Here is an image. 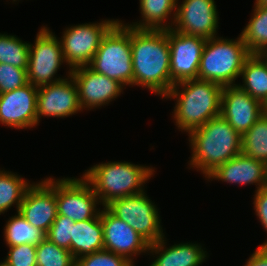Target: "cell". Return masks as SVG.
I'll return each instance as SVG.
<instances>
[{
    "instance_id": "obj_1",
    "label": "cell",
    "mask_w": 267,
    "mask_h": 266,
    "mask_svg": "<svg viewBox=\"0 0 267 266\" xmlns=\"http://www.w3.org/2000/svg\"><path fill=\"white\" fill-rule=\"evenodd\" d=\"M133 85L165 97L171 90L168 29H134L130 27Z\"/></svg>"
},
{
    "instance_id": "obj_2",
    "label": "cell",
    "mask_w": 267,
    "mask_h": 266,
    "mask_svg": "<svg viewBox=\"0 0 267 266\" xmlns=\"http://www.w3.org/2000/svg\"><path fill=\"white\" fill-rule=\"evenodd\" d=\"M188 134L192 150L189 165L200 170L205 177L241 153L242 135L221 115Z\"/></svg>"
},
{
    "instance_id": "obj_3",
    "label": "cell",
    "mask_w": 267,
    "mask_h": 266,
    "mask_svg": "<svg viewBox=\"0 0 267 266\" xmlns=\"http://www.w3.org/2000/svg\"><path fill=\"white\" fill-rule=\"evenodd\" d=\"M222 91L221 85L197 78L174 84L164 98L176 99L173 119L189 133L221 114Z\"/></svg>"
},
{
    "instance_id": "obj_4",
    "label": "cell",
    "mask_w": 267,
    "mask_h": 266,
    "mask_svg": "<svg viewBox=\"0 0 267 266\" xmlns=\"http://www.w3.org/2000/svg\"><path fill=\"white\" fill-rule=\"evenodd\" d=\"M154 172L152 167L114 161L96 164L82 177L92 186L100 204L105 207L112 200L144 192V184Z\"/></svg>"
},
{
    "instance_id": "obj_5",
    "label": "cell",
    "mask_w": 267,
    "mask_h": 266,
    "mask_svg": "<svg viewBox=\"0 0 267 266\" xmlns=\"http://www.w3.org/2000/svg\"><path fill=\"white\" fill-rule=\"evenodd\" d=\"M250 55L241 35L237 40L217 36L206 39L198 79L212 81L222 87L237 85L235 80L241 76L244 62Z\"/></svg>"
},
{
    "instance_id": "obj_6",
    "label": "cell",
    "mask_w": 267,
    "mask_h": 266,
    "mask_svg": "<svg viewBox=\"0 0 267 266\" xmlns=\"http://www.w3.org/2000/svg\"><path fill=\"white\" fill-rule=\"evenodd\" d=\"M118 21L103 37L88 67L123 86H133L130 27Z\"/></svg>"
},
{
    "instance_id": "obj_7",
    "label": "cell",
    "mask_w": 267,
    "mask_h": 266,
    "mask_svg": "<svg viewBox=\"0 0 267 266\" xmlns=\"http://www.w3.org/2000/svg\"><path fill=\"white\" fill-rule=\"evenodd\" d=\"M105 207L132 227L149 244L165 237L157 206L145 192L112 200Z\"/></svg>"
},
{
    "instance_id": "obj_8",
    "label": "cell",
    "mask_w": 267,
    "mask_h": 266,
    "mask_svg": "<svg viewBox=\"0 0 267 266\" xmlns=\"http://www.w3.org/2000/svg\"><path fill=\"white\" fill-rule=\"evenodd\" d=\"M34 43H29L28 82L39 87L63 80L61 77L53 78L65 62L61 41L49 28L43 26Z\"/></svg>"
},
{
    "instance_id": "obj_9",
    "label": "cell",
    "mask_w": 267,
    "mask_h": 266,
    "mask_svg": "<svg viewBox=\"0 0 267 266\" xmlns=\"http://www.w3.org/2000/svg\"><path fill=\"white\" fill-rule=\"evenodd\" d=\"M118 21L105 19L100 23H84L67 28L60 40L66 65H69L71 70L88 66L101 40Z\"/></svg>"
},
{
    "instance_id": "obj_10",
    "label": "cell",
    "mask_w": 267,
    "mask_h": 266,
    "mask_svg": "<svg viewBox=\"0 0 267 266\" xmlns=\"http://www.w3.org/2000/svg\"><path fill=\"white\" fill-rule=\"evenodd\" d=\"M56 201L58 215H64L74 222L96 218L100 214L96 207L98 196L92 186L83 178L56 179Z\"/></svg>"
},
{
    "instance_id": "obj_11",
    "label": "cell",
    "mask_w": 267,
    "mask_h": 266,
    "mask_svg": "<svg viewBox=\"0 0 267 266\" xmlns=\"http://www.w3.org/2000/svg\"><path fill=\"white\" fill-rule=\"evenodd\" d=\"M171 88L174 84L198 78V70L206 39L168 29Z\"/></svg>"
},
{
    "instance_id": "obj_12",
    "label": "cell",
    "mask_w": 267,
    "mask_h": 266,
    "mask_svg": "<svg viewBox=\"0 0 267 266\" xmlns=\"http://www.w3.org/2000/svg\"><path fill=\"white\" fill-rule=\"evenodd\" d=\"M178 4L173 30L205 39L217 35L219 17L214 0H183Z\"/></svg>"
},
{
    "instance_id": "obj_13",
    "label": "cell",
    "mask_w": 267,
    "mask_h": 266,
    "mask_svg": "<svg viewBox=\"0 0 267 266\" xmlns=\"http://www.w3.org/2000/svg\"><path fill=\"white\" fill-rule=\"evenodd\" d=\"M34 227L48 232L57 217L56 181L46 178L26 191L18 211Z\"/></svg>"
},
{
    "instance_id": "obj_14",
    "label": "cell",
    "mask_w": 267,
    "mask_h": 266,
    "mask_svg": "<svg viewBox=\"0 0 267 266\" xmlns=\"http://www.w3.org/2000/svg\"><path fill=\"white\" fill-rule=\"evenodd\" d=\"M70 75L76 84L82 110L104 106L124 90L120 82L95 72L88 66L74 68Z\"/></svg>"
},
{
    "instance_id": "obj_15",
    "label": "cell",
    "mask_w": 267,
    "mask_h": 266,
    "mask_svg": "<svg viewBox=\"0 0 267 266\" xmlns=\"http://www.w3.org/2000/svg\"><path fill=\"white\" fill-rule=\"evenodd\" d=\"M70 74L71 69L68 78L38 87L37 125L41 116L64 118L82 111L77 87Z\"/></svg>"
},
{
    "instance_id": "obj_16",
    "label": "cell",
    "mask_w": 267,
    "mask_h": 266,
    "mask_svg": "<svg viewBox=\"0 0 267 266\" xmlns=\"http://www.w3.org/2000/svg\"><path fill=\"white\" fill-rule=\"evenodd\" d=\"M38 87L29 82L13 91L0 93V123L24 129L37 125Z\"/></svg>"
},
{
    "instance_id": "obj_17",
    "label": "cell",
    "mask_w": 267,
    "mask_h": 266,
    "mask_svg": "<svg viewBox=\"0 0 267 266\" xmlns=\"http://www.w3.org/2000/svg\"><path fill=\"white\" fill-rule=\"evenodd\" d=\"M100 218L104 250L123 256L132 264L134 263L133 256L148 252L149 243L126 222L114 216L106 207L100 211Z\"/></svg>"
},
{
    "instance_id": "obj_18",
    "label": "cell",
    "mask_w": 267,
    "mask_h": 266,
    "mask_svg": "<svg viewBox=\"0 0 267 266\" xmlns=\"http://www.w3.org/2000/svg\"><path fill=\"white\" fill-rule=\"evenodd\" d=\"M267 111L259 100L238 85L225 86L221 98V116L241 135Z\"/></svg>"
},
{
    "instance_id": "obj_19",
    "label": "cell",
    "mask_w": 267,
    "mask_h": 266,
    "mask_svg": "<svg viewBox=\"0 0 267 266\" xmlns=\"http://www.w3.org/2000/svg\"><path fill=\"white\" fill-rule=\"evenodd\" d=\"M266 173L265 162L240 153L222 165H219L206 179L221 180L238 185H253L255 183L258 186L256 187L257 190H259L267 187Z\"/></svg>"
},
{
    "instance_id": "obj_20",
    "label": "cell",
    "mask_w": 267,
    "mask_h": 266,
    "mask_svg": "<svg viewBox=\"0 0 267 266\" xmlns=\"http://www.w3.org/2000/svg\"><path fill=\"white\" fill-rule=\"evenodd\" d=\"M165 238L149 244L148 251L158 254L154 262L150 266H199L206 257L207 252L202 249V246L194 243L174 244L169 248L165 247Z\"/></svg>"
},
{
    "instance_id": "obj_21",
    "label": "cell",
    "mask_w": 267,
    "mask_h": 266,
    "mask_svg": "<svg viewBox=\"0 0 267 266\" xmlns=\"http://www.w3.org/2000/svg\"><path fill=\"white\" fill-rule=\"evenodd\" d=\"M104 250L100 214L93 219L75 222L72 227L71 254L75 260Z\"/></svg>"
},
{
    "instance_id": "obj_22",
    "label": "cell",
    "mask_w": 267,
    "mask_h": 266,
    "mask_svg": "<svg viewBox=\"0 0 267 266\" xmlns=\"http://www.w3.org/2000/svg\"><path fill=\"white\" fill-rule=\"evenodd\" d=\"M241 77L243 84L237 85L267 107V54H251L244 62Z\"/></svg>"
},
{
    "instance_id": "obj_23",
    "label": "cell",
    "mask_w": 267,
    "mask_h": 266,
    "mask_svg": "<svg viewBox=\"0 0 267 266\" xmlns=\"http://www.w3.org/2000/svg\"><path fill=\"white\" fill-rule=\"evenodd\" d=\"M140 13L142 15L141 22L126 24L134 29H151V30H166L171 29L175 20L176 6L178 0H139ZM174 11V12H172ZM173 13V14H172ZM172 19L167 24L169 15ZM167 19V20H166ZM166 22V23H165ZM164 23V24H163Z\"/></svg>"
},
{
    "instance_id": "obj_24",
    "label": "cell",
    "mask_w": 267,
    "mask_h": 266,
    "mask_svg": "<svg viewBox=\"0 0 267 266\" xmlns=\"http://www.w3.org/2000/svg\"><path fill=\"white\" fill-rule=\"evenodd\" d=\"M240 35L251 54H267V7L255 4L252 17Z\"/></svg>"
},
{
    "instance_id": "obj_25",
    "label": "cell",
    "mask_w": 267,
    "mask_h": 266,
    "mask_svg": "<svg viewBox=\"0 0 267 266\" xmlns=\"http://www.w3.org/2000/svg\"><path fill=\"white\" fill-rule=\"evenodd\" d=\"M45 238L46 233L29 224L19 212L12 216L4 227V239L8 247L22 244L37 246Z\"/></svg>"
},
{
    "instance_id": "obj_26",
    "label": "cell",
    "mask_w": 267,
    "mask_h": 266,
    "mask_svg": "<svg viewBox=\"0 0 267 266\" xmlns=\"http://www.w3.org/2000/svg\"><path fill=\"white\" fill-rule=\"evenodd\" d=\"M32 184L18 174L0 169V215L16 204L17 212L27 189Z\"/></svg>"
},
{
    "instance_id": "obj_27",
    "label": "cell",
    "mask_w": 267,
    "mask_h": 266,
    "mask_svg": "<svg viewBox=\"0 0 267 266\" xmlns=\"http://www.w3.org/2000/svg\"><path fill=\"white\" fill-rule=\"evenodd\" d=\"M241 153L267 164V111L242 135Z\"/></svg>"
},
{
    "instance_id": "obj_28",
    "label": "cell",
    "mask_w": 267,
    "mask_h": 266,
    "mask_svg": "<svg viewBox=\"0 0 267 266\" xmlns=\"http://www.w3.org/2000/svg\"><path fill=\"white\" fill-rule=\"evenodd\" d=\"M29 43L23 42L16 35L0 33V63L19 68H28Z\"/></svg>"
},
{
    "instance_id": "obj_29",
    "label": "cell",
    "mask_w": 267,
    "mask_h": 266,
    "mask_svg": "<svg viewBox=\"0 0 267 266\" xmlns=\"http://www.w3.org/2000/svg\"><path fill=\"white\" fill-rule=\"evenodd\" d=\"M37 266H75L76 260L68 249L45 238L36 246Z\"/></svg>"
},
{
    "instance_id": "obj_30",
    "label": "cell",
    "mask_w": 267,
    "mask_h": 266,
    "mask_svg": "<svg viewBox=\"0 0 267 266\" xmlns=\"http://www.w3.org/2000/svg\"><path fill=\"white\" fill-rule=\"evenodd\" d=\"M74 223L67 216L57 214L56 219L46 233V238L57 246L68 249L71 252L72 227Z\"/></svg>"
},
{
    "instance_id": "obj_31",
    "label": "cell",
    "mask_w": 267,
    "mask_h": 266,
    "mask_svg": "<svg viewBox=\"0 0 267 266\" xmlns=\"http://www.w3.org/2000/svg\"><path fill=\"white\" fill-rule=\"evenodd\" d=\"M27 83V68L0 63V93L13 91Z\"/></svg>"
},
{
    "instance_id": "obj_32",
    "label": "cell",
    "mask_w": 267,
    "mask_h": 266,
    "mask_svg": "<svg viewBox=\"0 0 267 266\" xmlns=\"http://www.w3.org/2000/svg\"><path fill=\"white\" fill-rule=\"evenodd\" d=\"M2 266H37L36 245L22 244L10 246Z\"/></svg>"
},
{
    "instance_id": "obj_33",
    "label": "cell",
    "mask_w": 267,
    "mask_h": 266,
    "mask_svg": "<svg viewBox=\"0 0 267 266\" xmlns=\"http://www.w3.org/2000/svg\"><path fill=\"white\" fill-rule=\"evenodd\" d=\"M75 266H134L123 256L102 250L76 259Z\"/></svg>"
},
{
    "instance_id": "obj_34",
    "label": "cell",
    "mask_w": 267,
    "mask_h": 266,
    "mask_svg": "<svg viewBox=\"0 0 267 266\" xmlns=\"http://www.w3.org/2000/svg\"><path fill=\"white\" fill-rule=\"evenodd\" d=\"M254 195V210L259 218L261 225L267 232V187L255 191ZM262 245H267V241Z\"/></svg>"
},
{
    "instance_id": "obj_35",
    "label": "cell",
    "mask_w": 267,
    "mask_h": 266,
    "mask_svg": "<svg viewBox=\"0 0 267 266\" xmlns=\"http://www.w3.org/2000/svg\"><path fill=\"white\" fill-rule=\"evenodd\" d=\"M244 266H267V245H259Z\"/></svg>"
},
{
    "instance_id": "obj_36",
    "label": "cell",
    "mask_w": 267,
    "mask_h": 266,
    "mask_svg": "<svg viewBox=\"0 0 267 266\" xmlns=\"http://www.w3.org/2000/svg\"><path fill=\"white\" fill-rule=\"evenodd\" d=\"M254 4L267 7V0H256Z\"/></svg>"
},
{
    "instance_id": "obj_37",
    "label": "cell",
    "mask_w": 267,
    "mask_h": 266,
    "mask_svg": "<svg viewBox=\"0 0 267 266\" xmlns=\"http://www.w3.org/2000/svg\"><path fill=\"white\" fill-rule=\"evenodd\" d=\"M266 170H267V164H266ZM266 184H267V173H266Z\"/></svg>"
}]
</instances>
